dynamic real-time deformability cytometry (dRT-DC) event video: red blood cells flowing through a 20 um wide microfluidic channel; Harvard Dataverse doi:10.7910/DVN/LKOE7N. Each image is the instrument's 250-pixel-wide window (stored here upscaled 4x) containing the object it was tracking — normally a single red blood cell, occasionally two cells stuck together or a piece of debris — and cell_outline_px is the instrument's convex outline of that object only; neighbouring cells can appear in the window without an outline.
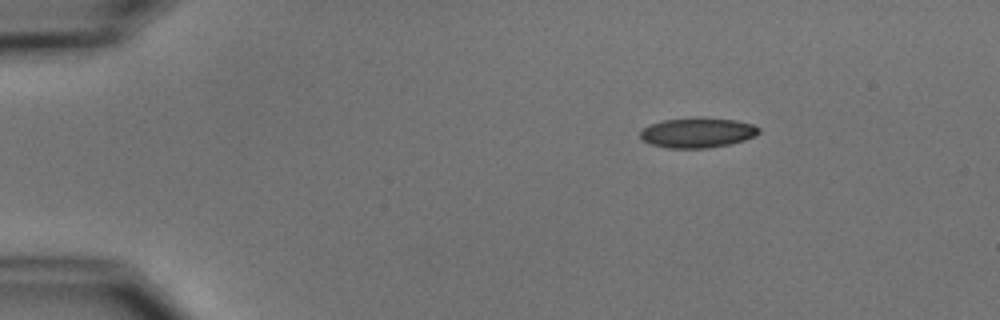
{"species": "common noctule bat (a hibernating species)", "species_latin": "Nyctalus noctula", "temperature_condition": "cold", "stored_images_in_passage": 4, "camera_frame_rate_fps": 3000, "um_per_image_px": 0.085, "animal": {"sex": "male", "body_mass_g": 15.6}, "frame": {"image": 1, "passage_image": 1, "time_ms": 0.0, "image_size_px": [1000, 320], "cell_outline_px": [[760, 132], [756, 136], [744, 140], [728, 144], [708, 148], [668, 148], [652, 144], [644, 140], [640, 136], [640, 132], [644, 128], [652, 124], [664, 120], [736, 120], [752, 124], [760, 128]], "centroid_in_image_um": [59.32, 11.32], "position_along_channel_um": 25.7, "area_um2": 19.77}}
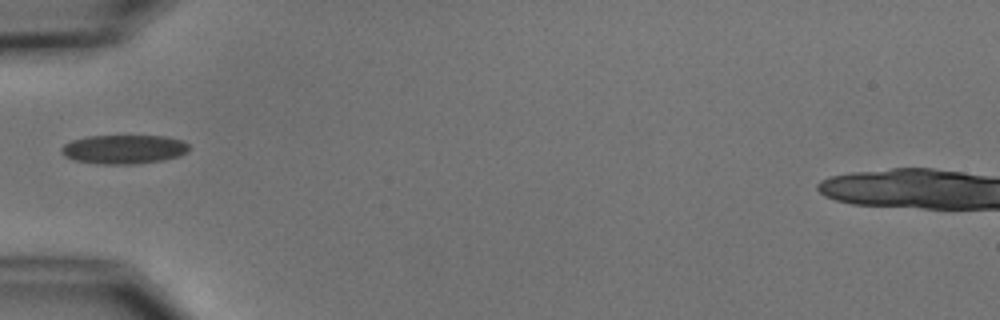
{"frame": {"image": 2, "passage_image": 4, "time_ms": 3.333, "image_size_px": [1000, 320], "cell_outline_px": [[188, 152], [180, 156], [164, 160], [132, 164], [100, 164], [76, 160], [64, 156], [60, 152], [60, 148], [64, 144], [72, 140], [88, 136], [164, 136], [184, 140], [188, 144]], "centroid_in_image_um": [10.54, 12.69], "position_along_channel_um": 74.5, "area_um2": 21.68}}